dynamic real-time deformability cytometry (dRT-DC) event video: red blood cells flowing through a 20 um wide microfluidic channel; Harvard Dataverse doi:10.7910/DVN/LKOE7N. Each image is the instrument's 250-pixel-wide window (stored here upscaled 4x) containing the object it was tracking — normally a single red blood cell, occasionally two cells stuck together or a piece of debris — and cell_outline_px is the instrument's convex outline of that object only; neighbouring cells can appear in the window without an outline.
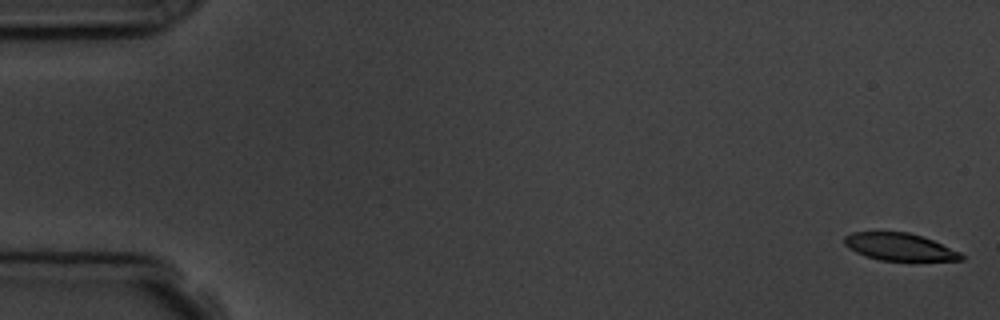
{"species": "common noctule bat (a hibernating species)", "species_latin": "Nyctalus noctula", "temperature_condition": "room temperature", "stored_images_in_passage": 4, "segment_of_instrument_passage": [2, 2], "camera_frame_rate_fps": 3000, "um_per_image_px": 0.085, "animal": {"sex": "male", "body_mass_g": 19.5, "forearm_length_mm": 54.6}, "frame": {"image": 1, "passage_image": 4, "time_ms": 3.667, "image_size_px": [1000, 320], "cell_outline_px": [[964, 260], [880, 260], [864, 256], [848, 248], [844, 244], [844, 236], [852, 232], [908, 232], [932, 240], [960, 252], [964, 256]], "centroid_in_image_um": [76.42, 20.98], "position_along_channel_um": 8.6, "area_um2": 18.44}}